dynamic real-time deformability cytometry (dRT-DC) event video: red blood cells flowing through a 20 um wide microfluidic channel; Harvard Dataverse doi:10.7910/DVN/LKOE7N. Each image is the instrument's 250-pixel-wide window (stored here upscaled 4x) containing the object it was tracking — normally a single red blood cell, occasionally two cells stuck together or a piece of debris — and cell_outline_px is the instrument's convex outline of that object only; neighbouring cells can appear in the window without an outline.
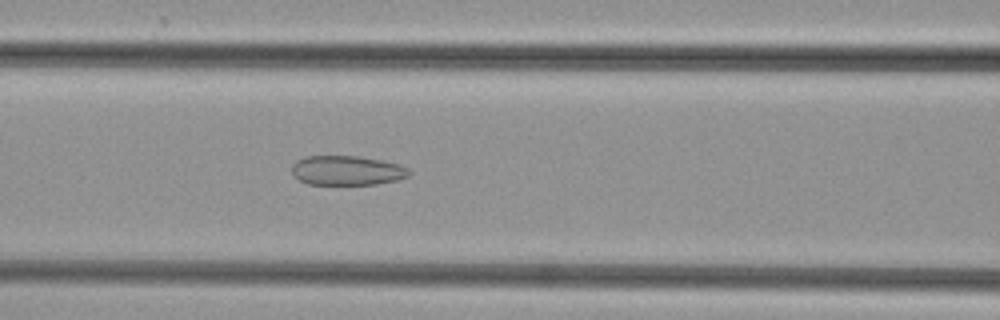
{"species": "common noctule bat (a hibernating species)", "species_latin": "Nyctalus noctula", "temperature_condition": "cold", "stored_images_in_passage": 43, "camera_frame_rate_fps": 3000, "um_per_image_px": 0.085, "animal": {"sex": "female", "body_mass_g": 29.2, "forearm_length_mm": 56.3}, "frame": {"image": 1, "passage_image": 20, "time_ms": 6.333, "image_size_px": [1000, 320], "cell_outline_px": [[412, 172], [408, 176], [396, 180], [376, 184], [308, 184], [292, 176], [292, 164], [296, 160], [304, 156], [356, 156], [380, 160], [400, 164], [408, 168]], "centroid_in_image_um": [29.47, 14.48], "position_along_channel_um": 137.1, "area_um2": 20.23}}
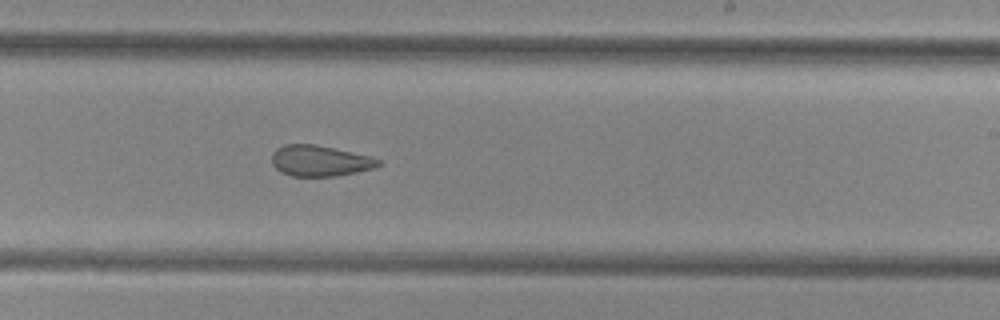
{"frame": {"image": 2, "passage_image": 29, "time_ms": 9.333, "image_size_px": [1000, 320], "cell_outline_px": [[384, 164], [376, 168], [336, 176], [292, 176], [280, 172], [272, 164], [272, 152], [276, 148], [284, 144], [316, 144], [372, 156], [380, 160]], "centroid_in_image_um": [27.22, 13.66], "position_along_channel_um": 261.8, "area_um2": 19.48}}
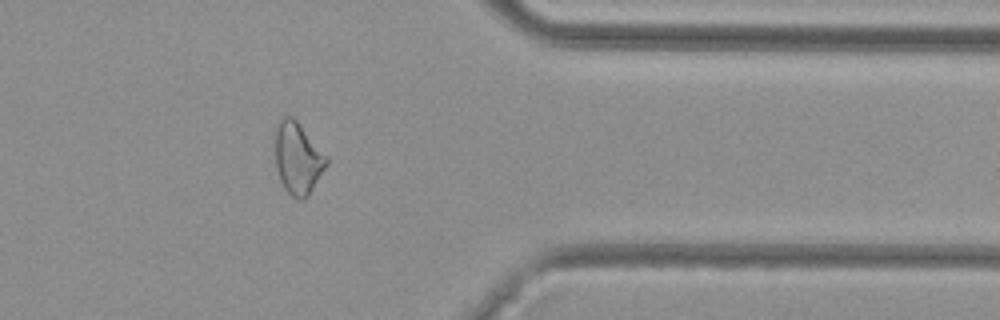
{"frame": {"image": 3, "passage_image": 39, "time_ms": 12.667, "image_size_px": [1000, 320], "cell_outline_px": [[328, 164], [308, 196], [304, 200], [296, 200], [284, 188], [280, 180], [276, 168], [276, 124], [284, 116], [292, 116], [296, 120], [328, 156]], "centroid_in_image_um": [25.33, 13.47], "position_along_channel_um": 386.1, "area_um2": 21.5}}